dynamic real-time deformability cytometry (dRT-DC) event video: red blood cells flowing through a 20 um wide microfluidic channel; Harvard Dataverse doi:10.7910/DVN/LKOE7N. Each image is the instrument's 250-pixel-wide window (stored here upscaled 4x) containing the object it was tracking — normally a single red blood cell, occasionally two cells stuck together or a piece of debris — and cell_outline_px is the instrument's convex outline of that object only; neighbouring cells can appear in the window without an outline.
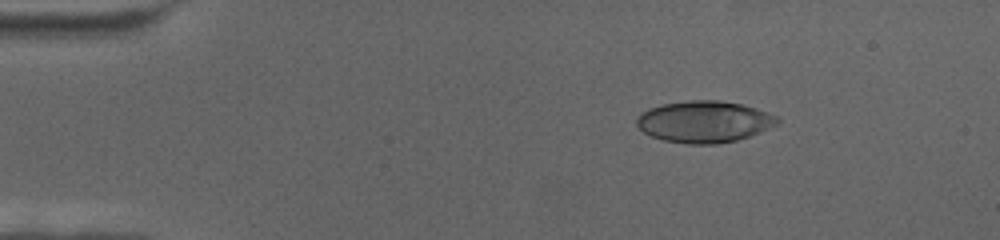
{"species": "human", "species_latin": "Homo sapiens", "temperature_condition": "cold", "stored_images_in_passage": 68, "camera_frame_rate_fps": 3000, "um_per_image_px": 0.085, "donor": {"sex": "female"}, "frame": {"image": 1, "passage_image": 11, "time_ms": 3.333, "image_size_px": [1000, 240], "cell_outline_px": [[780, 120], [776, 124], [760, 132], [736, 140], [716, 144], [684, 144], [664, 140], [652, 136], [644, 132], [636, 124], [636, 116], [640, 112], [648, 108], [664, 104], [688, 100], [720, 100], [740, 104], [756, 108], [768, 112], [776, 116]], "centroid_in_image_um": [59.82, 10.34], "position_along_channel_um": 25.2, "area_um2": 34.1}}
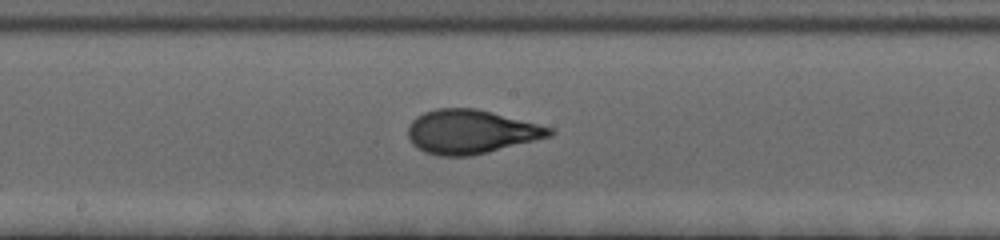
{"frame": {"image": 2, "passage_image": 37, "time_ms": 12.0, "image_size_px": [1000, 240], "cell_outline_px": [[556, 132], [552, 136], [472, 156], [440, 156], [424, 152], [416, 148], [412, 144], [408, 136], [408, 128], [412, 120], [416, 116], [424, 112], [436, 108], [476, 108], [556, 128]], "centroid_in_image_um": [40.04, 11.2], "position_along_channel_um": 208.2, "area_um2": 36.53}}
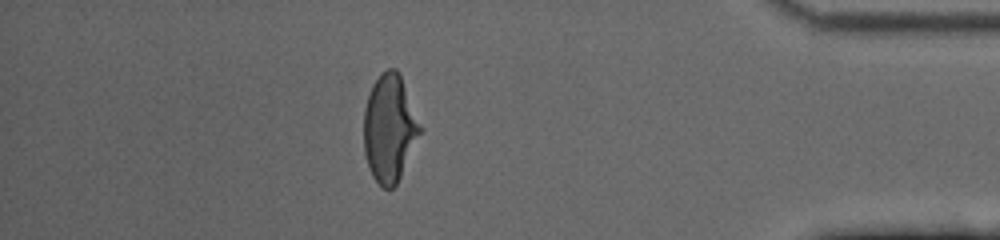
{"frame": {"image": 3, "passage_image": 60, "time_ms": 19.667, "image_size_px": [1000, 240], "cell_outline_px": [[424, 128], [396, 184], [392, 188], [384, 188], [372, 176], [364, 156], [364, 108], [372, 84], [388, 68], [396, 68], [400, 76]], "centroid_in_image_um": [33.12, 10.91], "position_along_channel_um": 402.1, "area_um2": 35.14}}